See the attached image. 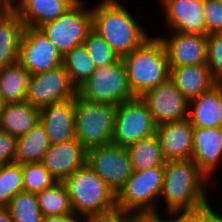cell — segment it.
<instances>
[{
  "mask_svg": "<svg viewBox=\"0 0 222 222\" xmlns=\"http://www.w3.org/2000/svg\"><path fill=\"white\" fill-rule=\"evenodd\" d=\"M208 181L191 159L166 161L160 195L165 198L167 212H196L210 207Z\"/></svg>",
  "mask_w": 222,
  "mask_h": 222,
  "instance_id": "obj_1",
  "label": "cell"
},
{
  "mask_svg": "<svg viewBox=\"0 0 222 222\" xmlns=\"http://www.w3.org/2000/svg\"><path fill=\"white\" fill-rule=\"evenodd\" d=\"M93 29L123 58L150 36L118 0H103L92 8Z\"/></svg>",
  "mask_w": 222,
  "mask_h": 222,
  "instance_id": "obj_2",
  "label": "cell"
},
{
  "mask_svg": "<svg viewBox=\"0 0 222 222\" xmlns=\"http://www.w3.org/2000/svg\"><path fill=\"white\" fill-rule=\"evenodd\" d=\"M129 88L134 96L157 87L170 76L169 62L163 42L149 37L141 46L122 58Z\"/></svg>",
  "mask_w": 222,
  "mask_h": 222,
  "instance_id": "obj_3",
  "label": "cell"
},
{
  "mask_svg": "<svg viewBox=\"0 0 222 222\" xmlns=\"http://www.w3.org/2000/svg\"><path fill=\"white\" fill-rule=\"evenodd\" d=\"M63 183L67 188L74 214H81L85 218L116 205V195L86 163Z\"/></svg>",
  "mask_w": 222,
  "mask_h": 222,
  "instance_id": "obj_4",
  "label": "cell"
},
{
  "mask_svg": "<svg viewBox=\"0 0 222 222\" xmlns=\"http://www.w3.org/2000/svg\"><path fill=\"white\" fill-rule=\"evenodd\" d=\"M116 108L75 97V136L86 150L112 143Z\"/></svg>",
  "mask_w": 222,
  "mask_h": 222,
  "instance_id": "obj_5",
  "label": "cell"
},
{
  "mask_svg": "<svg viewBox=\"0 0 222 222\" xmlns=\"http://www.w3.org/2000/svg\"><path fill=\"white\" fill-rule=\"evenodd\" d=\"M77 95L91 102L114 106L134 98L128 85L122 58L111 65L97 67L94 73L77 88Z\"/></svg>",
  "mask_w": 222,
  "mask_h": 222,
  "instance_id": "obj_6",
  "label": "cell"
},
{
  "mask_svg": "<svg viewBox=\"0 0 222 222\" xmlns=\"http://www.w3.org/2000/svg\"><path fill=\"white\" fill-rule=\"evenodd\" d=\"M164 168L134 171L116 195V205L139 217L156 213L163 187Z\"/></svg>",
  "mask_w": 222,
  "mask_h": 222,
  "instance_id": "obj_7",
  "label": "cell"
},
{
  "mask_svg": "<svg viewBox=\"0 0 222 222\" xmlns=\"http://www.w3.org/2000/svg\"><path fill=\"white\" fill-rule=\"evenodd\" d=\"M83 3L78 0L59 18L40 26L62 55L83 44L93 29L92 9L87 10Z\"/></svg>",
  "mask_w": 222,
  "mask_h": 222,
  "instance_id": "obj_8",
  "label": "cell"
},
{
  "mask_svg": "<svg viewBox=\"0 0 222 222\" xmlns=\"http://www.w3.org/2000/svg\"><path fill=\"white\" fill-rule=\"evenodd\" d=\"M156 127L145 102L139 96H135L116 108L112 144L127 147L154 135Z\"/></svg>",
  "mask_w": 222,
  "mask_h": 222,
  "instance_id": "obj_9",
  "label": "cell"
},
{
  "mask_svg": "<svg viewBox=\"0 0 222 222\" xmlns=\"http://www.w3.org/2000/svg\"><path fill=\"white\" fill-rule=\"evenodd\" d=\"M86 164L117 195L134 170L126 147L108 144L86 150Z\"/></svg>",
  "mask_w": 222,
  "mask_h": 222,
  "instance_id": "obj_10",
  "label": "cell"
},
{
  "mask_svg": "<svg viewBox=\"0 0 222 222\" xmlns=\"http://www.w3.org/2000/svg\"><path fill=\"white\" fill-rule=\"evenodd\" d=\"M63 55L50 42L41 27L24 26L18 63L31 75L47 72L62 65Z\"/></svg>",
  "mask_w": 222,
  "mask_h": 222,
  "instance_id": "obj_11",
  "label": "cell"
},
{
  "mask_svg": "<svg viewBox=\"0 0 222 222\" xmlns=\"http://www.w3.org/2000/svg\"><path fill=\"white\" fill-rule=\"evenodd\" d=\"M77 96V88L72 84L69 74L60 65L44 73L30 76L26 102L42 109Z\"/></svg>",
  "mask_w": 222,
  "mask_h": 222,
  "instance_id": "obj_12",
  "label": "cell"
},
{
  "mask_svg": "<svg viewBox=\"0 0 222 222\" xmlns=\"http://www.w3.org/2000/svg\"><path fill=\"white\" fill-rule=\"evenodd\" d=\"M140 98L147 105L156 126L188 117L189 101L170 78L157 87L146 90Z\"/></svg>",
  "mask_w": 222,
  "mask_h": 222,
  "instance_id": "obj_13",
  "label": "cell"
},
{
  "mask_svg": "<svg viewBox=\"0 0 222 222\" xmlns=\"http://www.w3.org/2000/svg\"><path fill=\"white\" fill-rule=\"evenodd\" d=\"M163 42L169 67L207 64V36L175 32L158 36Z\"/></svg>",
  "mask_w": 222,
  "mask_h": 222,
  "instance_id": "obj_14",
  "label": "cell"
},
{
  "mask_svg": "<svg viewBox=\"0 0 222 222\" xmlns=\"http://www.w3.org/2000/svg\"><path fill=\"white\" fill-rule=\"evenodd\" d=\"M168 27L173 32L206 35L204 0H161Z\"/></svg>",
  "mask_w": 222,
  "mask_h": 222,
  "instance_id": "obj_15",
  "label": "cell"
},
{
  "mask_svg": "<svg viewBox=\"0 0 222 222\" xmlns=\"http://www.w3.org/2000/svg\"><path fill=\"white\" fill-rule=\"evenodd\" d=\"M41 163L57 182H63L86 163V149L76 138L51 144Z\"/></svg>",
  "mask_w": 222,
  "mask_h": 222,
  "instance_id": "obj_16",
  "label": "cell"
},
{
  "mask_svg": "<svg viewBox=\"0 0 222 222\" xmlns=\"http://www.w3.org/2000/svg\"><path fill=\"white\" fill-rule=\"evenodd\" d=\"M156 135L166 161L191 159L194 127L188 117L157 126Z\"/></svg>",
  "mask_w": 222,
  "mask_h": 222,
  "instance_id": "obj_17",
  "label": "cell"
},
{
  "mask_svg": "<svg viewBox=\"0 0 222 222\" xmlns=\"http://www.w3.org/2000/svg\"><path fill=\"white\" fill-rule=\"evenodd\" d=\"M221 158L222 127L194 128L191 160L208 180Z\"/></svg>",
  "mask_w": 222,
  "mask_h": 222,
  "instance_id": "obj_18",
  "label": "cell"
},
{
  "mask_svg": "<svg viewBox=\"0 0 222 222\" xmlns=\"http://www.w3.org/2000/svg\"><path fill=\"white\" fill-rule=\"evenodd\" d=\"M40 122L46 129L50 144L76 138L75 97L40 109Z\"/></svg>",
  "mask_w": 222,
  "mask_h": 222,
  "instance_id": "obj_19",
  "label": "cell"
},
{
  "mask_svg": "<svg viewBox=\"0 0 222 222\" xmlns=\"http://www.w3.org/2000/svg\"><path fill=\"white\" fill-rule=\"evenodd\" d=\"M192 103V104H191ZM188 118L194 128L222 127V83L189 101Z\"/></svg>",
  "mask_w": 222,
  "mask_h": 222,
  "instance_id": "obj_20",
  "label": "cell"
},
{
  "mask_svg": "<svg viewBox=\"0 0 222 222\" xmlns=\"http://www.w3.org/2000/svg\"><path fill=\"white\" fill-rule=\"evenodd\" d=\"M78 0H19L12 7L20 16L24 26L40 27L56 20ZM19 4V5H18Z\"/></svg>",
  "mask_w": 222,
  "mask_h": 222,
  "instance_id": "obj_21",
  "label": "cell"
},
{
  "mask_svg": "<svg viewBox=\"0 0 222 222\" xmlns=\"http://www.w3.org/2000/svg\"><path fill=\"white\" fill-rule=\"evenodd\" d=\"M169 68V78L188 101L195 99L217 84L207 64Z\"/></svg>",
  "mask_w": 222,
  "mask_h": 222,
  "instance_id": "obj_22",
  "label": "cell"
},
{
  "mask_svg": "<svg viewBox=\"0 0 222 222\" xmlns=\"http://www.w3.org/2000/svg\"><path fill=\"white\" fill-rule=\"evenodd\" d=\"M24 24L12 7L0 12V68L18 62L20 40Z\"/></svg>",
  "mask_w": 222,
  "mask_h": 222,
  "instance_id": "obj_23",
  "label": "cell"
},
{
  "mask_svg": "<svg viewBox=\"0 0 222 222\" xmlns=\"http://www.w3.org/2000/svg\"><path fill=\"white\" fill-rule=\"evenodd\" d=\"M40 122V109L26 101L7 103L0 119V130L20 137Z\"/></svg>",
  "mask_w": 222,
  "mask_h": 222,
  "instance_id": "obj_24",
  "label": "cell"
},
{
  "mask_svg": "<svg viewBox=\"0 0 222 222\" xmlns=\"http://www.w3.org/2000/svg\"><path fill=\"white\" fill-rule=\"evenodd\" d=\"M126 148L134 171L164 168L166 159L162 153L156 133L132 143Z\"/></svg>",
  "mask_w": 222,
  "mask_h": 222,
  "instance_id": "obj_25",
  "label": "cell"
},
{
  "mask_svg": "<svg viewBox=\"0 0 222 222\" xmlns=\"http://www.w3.org/2000/svg\"><path fill=\"white\" fill-rule=\"evenodd\" d=\"M30 76L18 62L0 68V97L6 104L26 101Z\"/></svg>",
  "mask_w": 222,
  "mask_h": 222,
  "instance_id": "obj_26",
  "label": "cell"
},
{
  "mask_svg": "<svg viewBox=\"0 0 222 222\" xmlns=\"http://www.w3.org/2000/svg\"><path fill=\"white\" fill-rule=\"evenodd\" d=\"M50 145L44 125L37 123L28 133L17 137L16 163L41 162Z\"/></svg>",
  "mask_w": 222,
  "mask_h": 222,
  "instance_id": "obj_27",
  "label": "cell"
},
{
  "mask_svg": "<svg viewBox=\"0 0 222 222\" xmlns=\"http://www.w3.org/2000/svg\"><path fill=\"white\" fill-rule=\"evenodd\" d=\"M62 65L76 88L82 85L97 68L83 44L64 54Z\"/></svg>",
  "mask_w": 222,
  "mask_h": 222,
  "instance_id": "obj_28",
  "label": "cell"
},
{
  "mask_svg": "<svg viewBox=\"0 0 222 222\" xmlns=\"http://www.w3.org/2000/svg\"><path fill=\"white\" fill-rule=\"evenodd\" d=\"M38 204L43 216L73 214L70 197L63 182L37 193Z\"/></svg>",
  "mask_w": 222,
  "mask_h": 222,
  "instance_id": "obj_29",
  "label": "cell"
},
{
  "mask_svg": "<svg viewBox=\"0 0 222 222\" xmlns=\"http://www.w3.org/2000/svg\"><path fill=\"white\" fill-rule=\"evenodd\" d=\"M6 208L14 222H41L43 217L35 193L19 192Z\"/></svg>",
  "mask_w": 222,
  "mask_h": 222,
  "instance_id": "obj_30",
  "label": "cell"
},
{
  "mask_svg": "<svg viewBox=\"0 0 222 222\" xmlns=\"http://www.w3.org/2000/svg\"><path fill=\"white\" fill-rule=\"evenodd\" d=\"M22 191V164L15 162L0 166V207H6L9 201Z\"/></svg>",
  "mask_w": 222,
  "mask_h": 222,
  "instance_id": "obj_31",
  "label": "cell"
},
{
  "mask_svg": "<svg viewBox=\"0 0 222 222\" xmlns=\"http://www.w3.org/2000/svg\"><path fill=\"white\" fill-rule=\"evenodd\" d=\"M23 189L30 193H39L52 187L57 181L41 162L22 164Z\"/></svg>",
  "mask_w": 222,
  "mask_h": 222,
  "instance_id": "obj_32",
  "label": "cell"
},
{
  "mask_svg": "<svg viewBox=\"0 0 222 222\" xmlns=\"http://www.w3.org/2000/svg\"><path fill=\"white\" fill-rule=\"evenodd\" d=\"M83 45L86 47L96 67L108 66L120 59L104 38L94 29L90 31Z\"/></svg>",
  "mask_w": 222,
  "mask_h": 222,
  "instance_id": "obj_33",
  "label": "cell"
},
{
  "mask_svg": "<svg viewBox=\"0 0 222 222\" xmlns=\"http://www.w3.org/2000/svg\"><path fill=\"white\" fill-rule=\"evenodd\" d=\"M207 65L213 79L222 83V32L207 35Z\"/></svg>",
  "mask_w": 222,
  "mask_h": 222,
  "instance_id": "obj_34",
  "label": "cell"
},
{
  "mask_svg": "<svg viewBox=\"0 0 222 222\" xmlns=\"http://www.w3.org/2000/svg\"><path fill=\"white\" fill-rule=\"evenodd\" d=\"M86 222H142V218L138 215L124 210L120 206L93 213L85 217Z\"/></svg>",
  "mask_w": 222,
  "mask_h": 222,
  "instance_id": "obj_35",
  "label": "cell"
},
{
  "mask_svg": "<svg viewBox=\"0 0 222 222\" xmlns=\"http://www.w3.org/2000/svg\"><path fill=\"white\" fill-rule=\"evenodd\" d=\"M204 19L206 24V36L222 32V1L204 0Z\"/></svg>",
  "mask_w": 222,
  "mask_h": 222,
  "instance_id": "obj_36",
  "label": "cell"
},
{
  "mask_svg": "<svg viewBox=\"0 0 222 222\" xmlns=\"http://www.w3.org/2000/svg\"><path fill=\"white\" fill-rule=\"evenodd\" d=\"M17 137L0 130V166L16 162Z\"/></svg>",
  "mask_w": 222,
  "mask_h": 222,
  "instance_id": "obj_37",
  "label": "cell"
},
{
  "mask_svg": "<svg viewBox=\"0 0 222 222\" xmlns=\"http://www.w3.org/2000/svg\"><path fill=\"white\" fill-rule=\"evenodd\" d=\"M166 214L171 218L161 219L159 213L156 212L142 217V222H193V212H167Z\"/></svg>",
  "mask_w": 222,
  "mask_h": 222,
  "instance_id": "obj_38",
  "label": "cell"
},
{
  "mask_svg": "<svg viewBox=\"0 0 222 222\" xmlns=\"http://www.w3.org/2000/svg\"><path fill=\"white\" fill-rule=\"evenodd\" d=\"M193 222H222V216L208 207L205 210L193 212Z\"/></svg>",
  "mask_w": 222,
  "mask_h": 222,
  "instance_id": "obj_39",
  "label": "cell"
},
{
  "mask_svg": "<svg viewBox=\"0 0 222 222\" xmlns=\"http://www.w3.org/2000/svg\"><path fill=\"white\" fill-rule=\"evenodd\" d=\"M77 214L43 216L41 222H78L81 218Z\"/></svg>",
  "mask_w": 222,
  "mask_h": 222,
  "instance_id": "obj_40",
  "label": "cell"
},
{
  "mask_svg": "<svg viewBox=\"0 0 222 222\" xmlns=\"http://www.w3.org/2000/svg\"><path fill=\"white\" fill-rule=\"evenodd\" d=\"M0 222H14L6 207H0Z\"/></svg>",
  "mask_w": 222,
  "mask_h": 222,
  "instance_id": "obj_41",
  "label": "cell"
},
{
  "mask_svg": "<svg viewBox=\"0 0 222 222\" xmlns=\"http://www.w3.org/2000/svg\"><path fill=\"white\" fill-rule=\"evenodd\" d=\"M16 3V0H4V6L5 7H13L14 4Z\"/></svg>",
  "mask_w": 222,
  "mask_h": 222,
  "instance_id": "obj_42",
  "label": "cell"
},
{
  "mask_svg": "<svg viewBox=\"0 0 222 222\" xmlns=\"http://www.w3.org/2000/svg\"><path fill=\"white\" fill-rule=\"evenodd\" d=\"M5 105H6L5 101L0 97V119H1V115L4 111Z\"/></svg>",
  "mask_w": 222,
  "mask_h": 222,
  "instance_id": "obj_43",
  "label": "cell"
},
{
  "mask_svg": "<svg viewBox=\"0 0 222 222\" xmlns=\"http://www.w3.org/2000/svg\"><path fill=\"white\" fill-rule=\"evenodd\" d=\"M5 8L4 4L0 1V12Z\"/></svg>",
  "mask_w": 222,
  "mask_h": 222,
  "instance_id": "obj_44",
  "label": "cell"
}]
</instances>
